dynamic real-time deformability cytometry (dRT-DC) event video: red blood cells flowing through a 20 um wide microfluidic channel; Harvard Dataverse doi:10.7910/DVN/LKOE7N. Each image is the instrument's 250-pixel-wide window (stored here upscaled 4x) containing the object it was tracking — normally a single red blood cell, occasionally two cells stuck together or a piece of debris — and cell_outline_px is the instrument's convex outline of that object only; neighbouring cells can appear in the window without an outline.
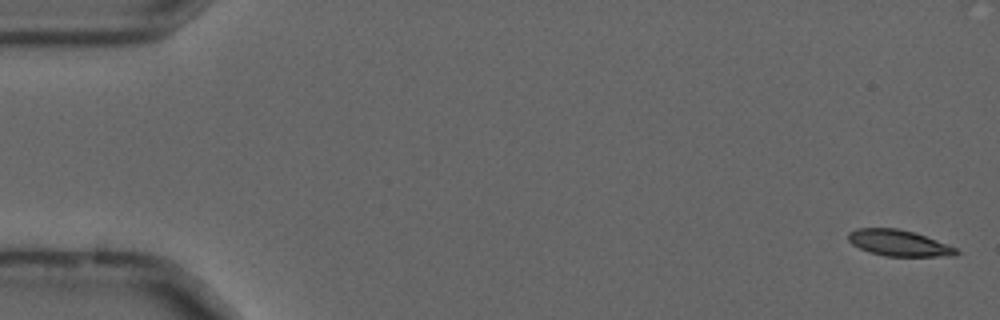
{"species": "common noctule bat (a hibernating species)", "species_latin": "Nyctalus noctula", "temperature_condition": "cold", "stored_images_in_passage": 56, "camera_frame_rate_fps": 3000, "um_per_image_px": 0.085, "animal": {"sex": "male", "forearm_length_mm": 52.5}, "frame": {"image": 1, "passage_image": 2, "time_ms": 0.333, "image_size_px": [1000, 320], "cell_outline_px": [[960, 252], [956, 256], [884, 256], [868, 252], [852, 244], [848, 240], [848, 232], [856, 228], [896, 228], [912, 232], [936, 240], [956, 248]], "centroid_in_image_um": [76.37, 20.66], "position_along_channel_um": 8.6, "area_um2": 16.36}}
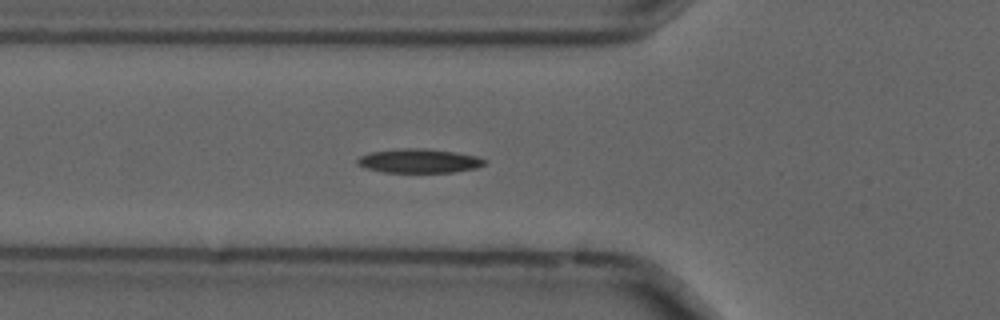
{"frame": {"image": 2, "passage_image": 20, "time_ms": 6.333, "image_size_px": [1000, 320], "cell_outline_px": [[488, 160], [484, 164], [476, 168], [452, 172], [384, 172], [364, 168], [356, 160], [360, 156], [372, 152], [400, 148], [428, 148], [476, 156]], "centroid_in_image_um": [35.62, 13.67], "position_along_channel_um": 90.2, "area_um2": 17.69}}
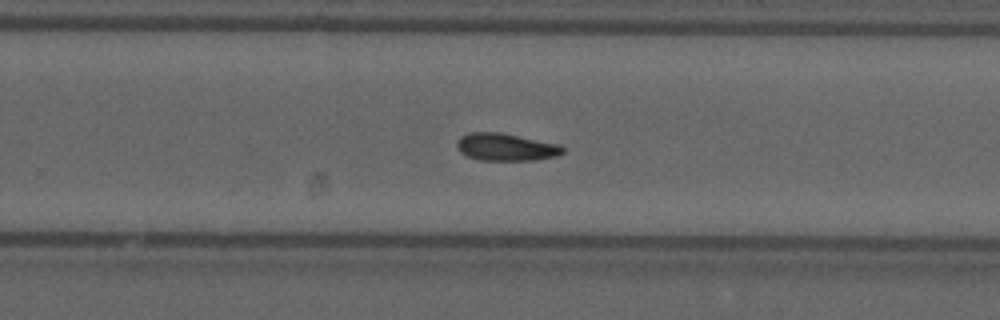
{"frame": {"image": 3, "passage_image": 36, "time_ms": 11.667, "image_size_px": [1000, 320], "cell_outline_px": [[564, 152], [556, 156], [532, 160], [480, 160], [468, 156], [460, 152], [456, 148], [456, 140], [460, 136], [468, 132], [500, 132], [560, 144], [564, 148]], "centroid_in_image_um": [42.96, 12.49], "position_along_channel_um": 286.8, "area_um2": 17.05}, "authors_computed_cell_mechanics": {"area_um2": 16.6753, "velocity_mm_per_s": 3.6883, "shape_relaxation_time_tau1_ms": 7.5448, "shape_relaxation_time_tau2_ms": null, "deformation_change_tau1": 0.1462, "deformation_change_tau2": null}}